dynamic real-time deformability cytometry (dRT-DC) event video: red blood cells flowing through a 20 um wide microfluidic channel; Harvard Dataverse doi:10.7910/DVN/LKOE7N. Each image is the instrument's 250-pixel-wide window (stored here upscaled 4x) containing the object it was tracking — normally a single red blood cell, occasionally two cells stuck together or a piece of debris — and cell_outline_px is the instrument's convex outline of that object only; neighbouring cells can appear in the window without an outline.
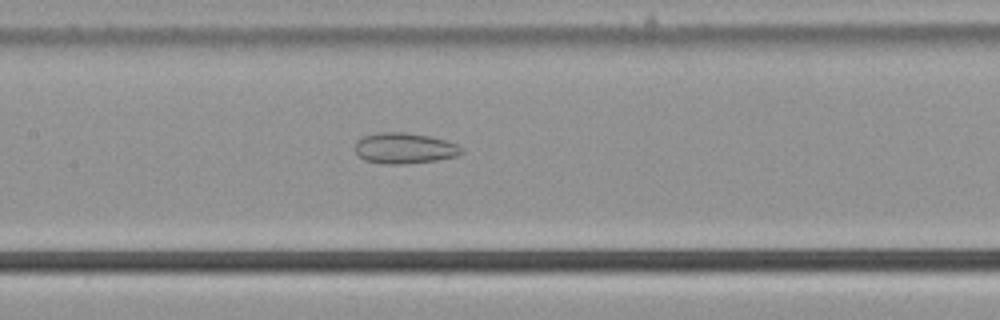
{"species": "common noctule bat (a hibernating species)", "species_latin": "Nyctalus noctula", "temperature_condition": "cold", "stored_images_in_passage": 38, "camera_frame_rate_fps": 3000, "um_per_image_px": 0.085, "animal": {"sex": "male", "body_mass_g": 21.5, "forearm_length_mm": 52.0}, "frame": {"image": 1, "passage_image": 19, "time_ms": 6.0, "image_size_px": [1000, 320], "cell_outline_px": [[464, 152], [456, 156], [436, 160], [404, 164], [384, 164], [364, 160], [356, 152], [356, 140], [364, 136], [380, 132], [404, 132], [428, 136], [444, 140], [456, 144], [464, 148]], "centroid_in_image_um": [34.38, 12.6], "position_along_channel_um": 173.0, "area_um2": 19.02}}
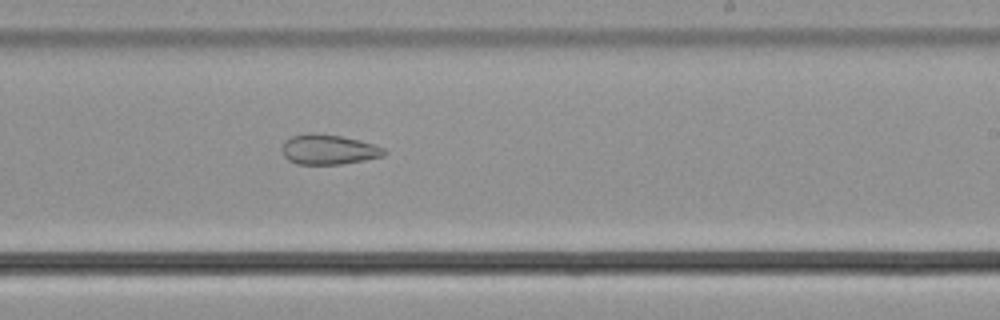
{"frame": {"image": 2, "passage_image": 26, "time_ms": 8.333, "image_size_px": [1000, 320], "cell_outline_px": [[388, 152], [384, 156], [364, 160], [340, 164], [296, 164], [288, 160], [284, 156], [284, 140], [292, 136], [312, 132], [340, 136], [360, 140], [384, 148]], "centroid_in_image_um": [27.94, 12.71], "position_along_channel_um": 261.1, "area_um2": 17.74}}
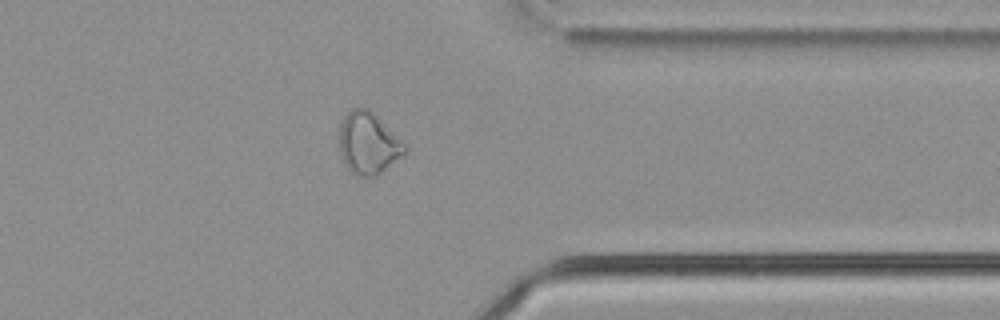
{"frame": {"image": 3, "passage_image": 36, "time_ms": 11.667, "image_size_px": [1000, 320], "cell_outline_px": [[408, 148], [404, 156], [376, 176], [356, 176], [344, 164], [340, 152], [340, 124], [344, 116], [352, 108], [368, 108]], "centroid_in_image_um": [31.29, 12.21], "position_along_channel_um": 380.1, "area_um2": 23.29}}